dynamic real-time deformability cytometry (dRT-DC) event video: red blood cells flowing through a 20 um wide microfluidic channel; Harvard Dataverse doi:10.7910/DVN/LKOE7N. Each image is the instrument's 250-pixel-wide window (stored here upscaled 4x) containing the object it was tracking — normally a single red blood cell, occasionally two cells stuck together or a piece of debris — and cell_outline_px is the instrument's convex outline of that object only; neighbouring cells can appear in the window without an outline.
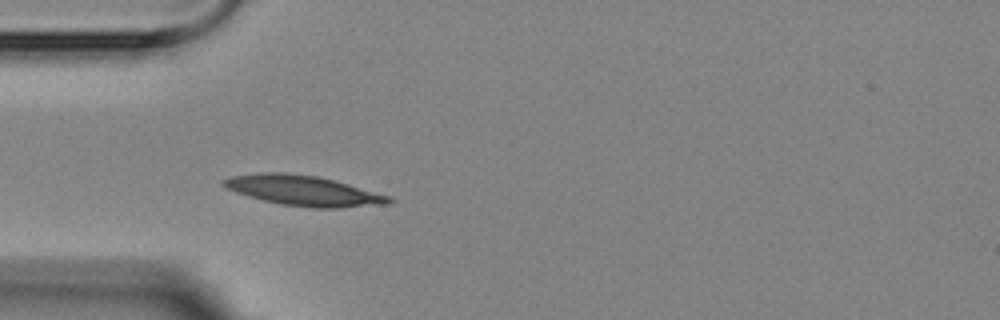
{"species": "Egyptian fruit bat (a non-hibernating species)", "species_latin": "Rousettus aegyptiacus", "temperature_condition": "room temperature", "stored_images_in_passage": 4, "camera_frame_rate_fps": 3000, "um_per_image_px": 0.085, "animal": {"sex": "female"}, "frame": {"image": 1, "passage_image": 4, "time_ms": 4.0, "image_size_px": [1000, 320], "cell_outline_px": [[396, 200], [388, 204], [340, 208], [312, 208], [284, 204], [264, 200], [248, 196], [236, 192], [220, 184], [220, 180], [232, 176], [264, 172], [284, 172], [316, 176], [332, 180], [392, 196]], "centroid_in_image_um": [25.82, 16.21], "position_along_channel_um": 59.2, "area_um2": 28.96}}